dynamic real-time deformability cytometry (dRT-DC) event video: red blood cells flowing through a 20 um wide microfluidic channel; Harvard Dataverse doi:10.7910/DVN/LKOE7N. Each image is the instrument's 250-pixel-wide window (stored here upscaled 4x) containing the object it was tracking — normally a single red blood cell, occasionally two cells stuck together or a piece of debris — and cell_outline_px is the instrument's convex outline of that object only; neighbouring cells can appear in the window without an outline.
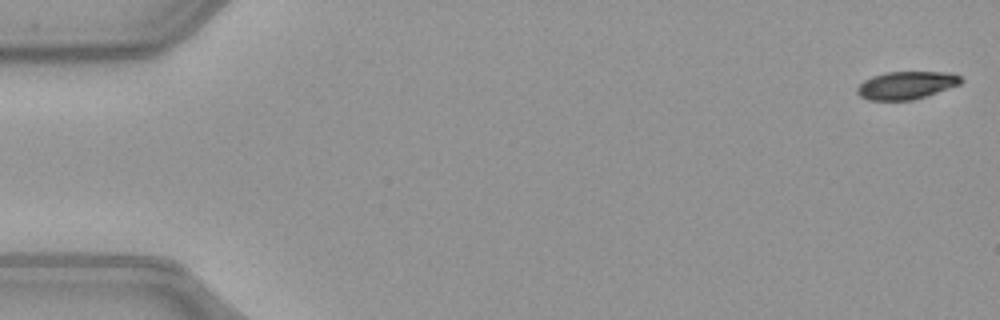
{"species": "common noctule bat (a hibernating species)", "species_latin": "Nyctalus noctula", "temperature_condition": "warm", "stored_images_in_passage": 51, "camera_frame_rate_fps": 3000, "um_per_image_px": 0.085, "animal": {"sex": "female", "body_mass_g": 21.9}, "frame": {"image": 1, "passage_image": 1, "time_ms": 0.0, "image_size_px": [1000, 320], "cell_outline_px": [[964, 80], [960, 84], [912, 100], [868, 100], [860, 96], [856, 92], [856, 88], [864, 80], [872, 76], [884, 72], [952, 72], [960, 76]], "centroid_in_image_um": [77.02, 7.23], "position_along_channel_um": 8.0, "area_um2": 16.76}}
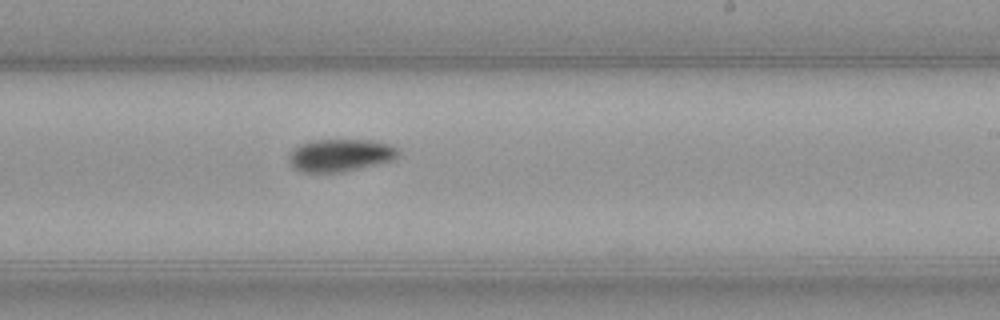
{"frame": {"image": 2, "passage_image": 31, "time_ms": 10.0, "image_size_px": [1000, 320], "cell_outline_px": [[400, 152], [392, 160], [344, 172], [300, 172], [292, 168], [288, 160], [288, 156], [292, 148], [300, 144], [312, 140], [372, 140], [388, 144], [400, 148]], "centroid_in_image_um": [28.88, 13.19], "position_along_channel_um": 260.1, "area_um2": 20.92}}
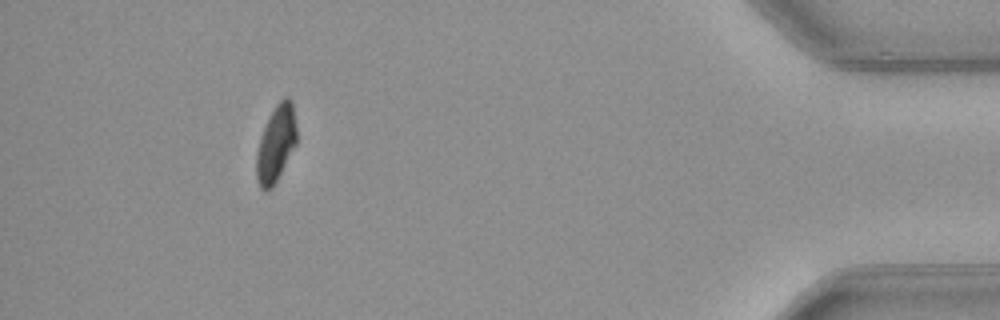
{"frame": {"image": 3, "passage_image": 47, "time_ms": 15.333, "image_size_px": [1000, 320], "cell_outline_px": [[296, 144], [272, 188], [260, 188], [256, 176], [256, 152], [260, 136], [276, 104], [284, 96], [288, 96], [292, 100], [296, 128]], "centroid_in_image_um": [23.45, 12.18], "position_along_channel_um": 411.7, "area_um2": 17.63}, "authors_computed_cell_mechanics": {"area_um2": 18.9584, "velocity_mm_per_s": 4.0198, "shape_relaxation_time_tau1_ms": 3.2425, "shape_relaxation_time_tau2_ms": null, "deformation_change_tau1": 0.1428, "deformation_change_tau2": null}}